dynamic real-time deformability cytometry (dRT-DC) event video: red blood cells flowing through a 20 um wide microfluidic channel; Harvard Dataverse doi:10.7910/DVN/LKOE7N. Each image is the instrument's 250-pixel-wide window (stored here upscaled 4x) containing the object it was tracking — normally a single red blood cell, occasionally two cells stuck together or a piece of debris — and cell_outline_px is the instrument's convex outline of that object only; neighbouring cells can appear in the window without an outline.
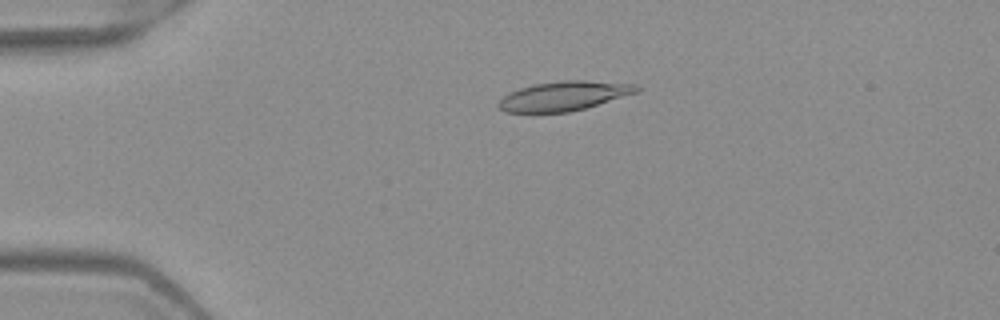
{"species": "Egyptian fruit bat (a non-hibernating species)", "species_latin": "Rousettus aegyptiacus", "temperature_condition": "warm", "stored_images_in_passage": 3, "camera_frame_rate_fps": 3000, "um_per_image_px": 0.085, "frame": {"image": 1, "passage_image": 3, "time_ms": 0.667, "image_size_px": [1000, 320], "cell_outline_px": [[640, 88], [636, 92], [584, 108], [568, 112], [504, 112], [496, 104], [500, 96], [508, 92], [520, 88], [536, 84], [564, 80], [588, 80], [636, 84]], "centroid_in_image_um": [47.85, 8.15], "position_along_channel_um": 37.1, "area_um2": 23.47}}